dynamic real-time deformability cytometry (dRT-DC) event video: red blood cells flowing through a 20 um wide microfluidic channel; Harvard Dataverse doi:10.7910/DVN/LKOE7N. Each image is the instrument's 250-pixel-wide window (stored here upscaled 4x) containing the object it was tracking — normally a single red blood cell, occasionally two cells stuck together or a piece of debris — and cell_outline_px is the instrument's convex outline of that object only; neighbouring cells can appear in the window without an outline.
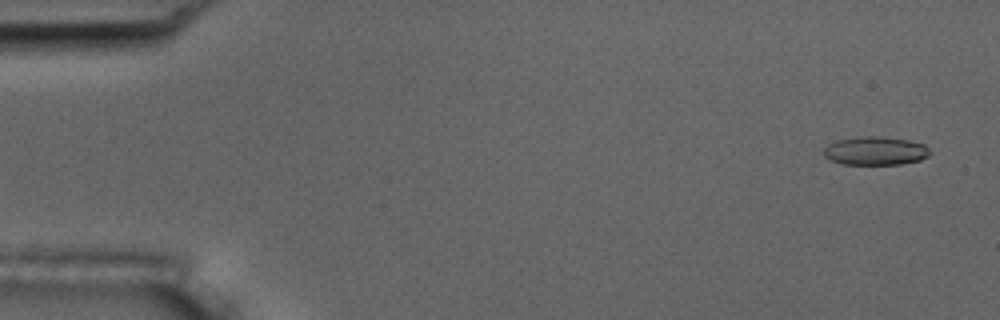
{"species": "common noctule bat (a hibernating species)", "species_latin": "Nyctalus noctula", "temperature_condition": "room temperature", "stored_images_in_passage": 56, "camera_frame_rate_fps": 3000, "um_per_image_px": 0.085, "animal": {"sex": "male", "body_mass_g": 17.5, "forearm_length_mm": 52.3}, "frame": {"image": 1, "passage_image": 3, "time_ms": 0.667, "image_size_px": [1000, 320], "cell_outline_px": [[932, 152], [928, 156], [920, 160], [900, 164], [844, 164], [832, 160], [824, 156], [824, 148], [828, 144], [836, 140], [864, 136], [876, 136], [908, 140], [924, 144]], "centroid_in_image_um": [74.42, 12.82], "position_along_channel_um": 10.6, "area_um2": 17.51}}
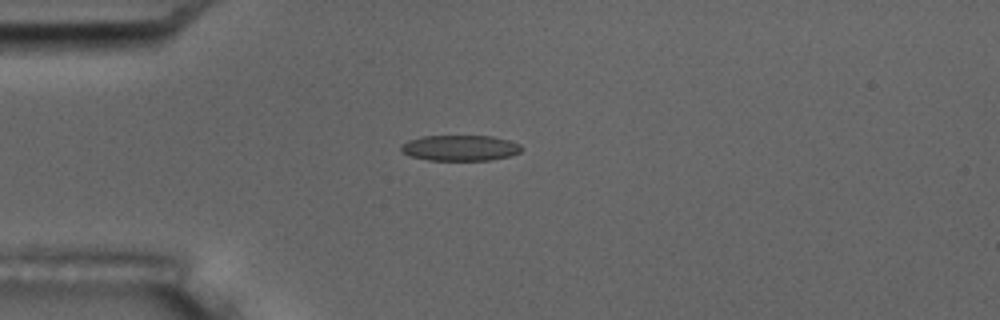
{"frame": {"image": 2, "passage_image": 15, "time_ms": 4.667, "image_size_px": [1000, 320], "cell_outline_px": [[520, 152], [512, 156], [488, 160], [428, 160], [412, 156], [404, 152], [400, 148], [400, 144], [408, 140], [420, 136], [492, 136], [508, 140], [520, 144]], "centroid_in_image_um": [39.1, 12.57], "position_along_channel_um": 45.9, "area_um2": 17.98}}
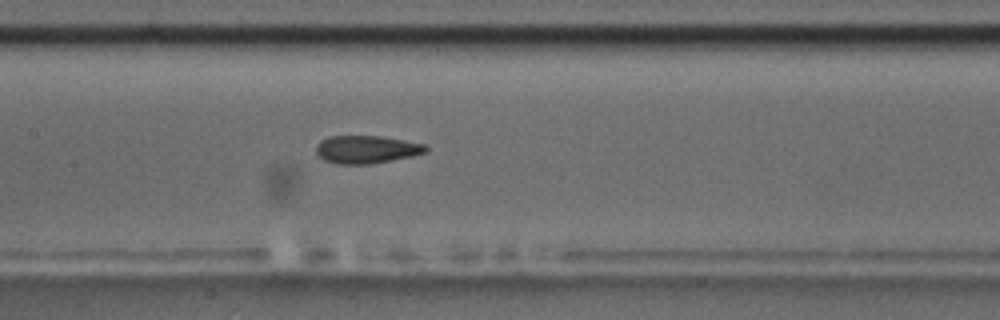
{"frame": {"image": 3, "passage_image": 27, "time_ms": 8.667, "image_size_px": [1000, 320], "cell_outline_px": [[428, 152], [412, 156], [372, 164], [336, 164], [324, 160], [316, 152], [316, 144], [320, 140], [328, 136], [380, 136], [404, 140], [424, 144], [428, 148]], "centroid_in_image_um": [31.14, 12.7], "position_along_channel_um": 176.3, "area_um2": 17.92}, "authors_computed_cell_mechanics": {"area_um2": 18.0336, "velocity_mm_per_s": 3.6784, "shape_relaxation_time_tau1_ms": 6.191, "shape_relaxation_time_tau2_ms": 3.0413, "deformation_change_tau1": 0.1629, "deformation_change_tau2": 0.1146}}